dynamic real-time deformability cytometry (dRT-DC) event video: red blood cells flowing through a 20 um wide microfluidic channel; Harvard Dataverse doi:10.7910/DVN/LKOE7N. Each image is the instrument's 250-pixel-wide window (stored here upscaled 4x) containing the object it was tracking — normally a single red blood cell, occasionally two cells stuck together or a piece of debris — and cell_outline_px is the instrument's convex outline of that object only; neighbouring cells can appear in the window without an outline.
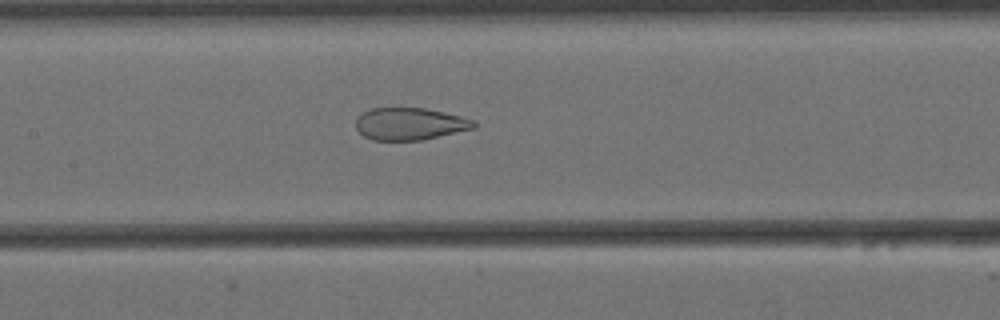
{"species": "Egyptian fruit bat (a non-hibernating species)", "species_latin": "Rousettus aegyptiacus", "temperature_condition": "cold", "stored_images_in_passage": 46, "camera_frame_rate_fps": 3000, "um_per_image_px": 0.085, "animal": {"sex": "female"}, "frame": {"image": 1, "passage_image": 15, "time_ms": 4.667, "image_size_px": [1000, 320], "cell_outline_px": [[476, 128], [420, 140], [372, 140], [364, 136], [356, 128], [356, 116], [372, 108], [424, 108], [444, 112], [476, 120]], "centroid_in_image_um": [34.84, 10.52], "position_along_channel_um": 172.6, "area_um2": 22.14}}
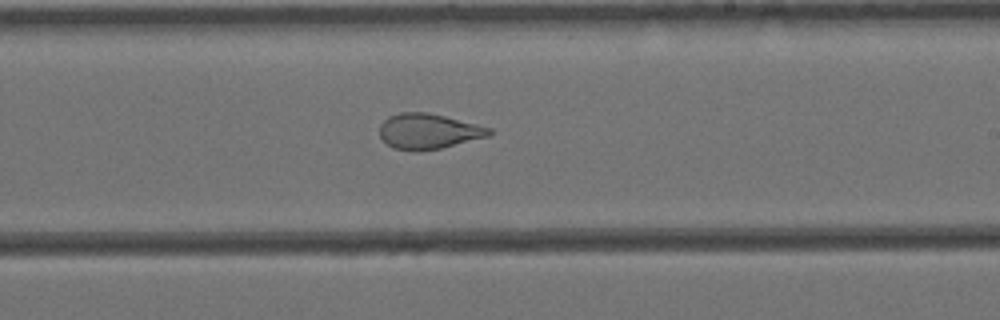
{"frame": {"image": 2, "passage_image": 22, "time_ms": 7.0, "image_size_px": [1000, 320], "cell_outline_px": [[492, 132], [488, 136], [440, 148], [420, 152], [416, 152], [392, 148], [380, 136], [380, 124], [388, 116], [400, 112], [428, 112], [492, 128]], "centroid_in_image_um": [36.38, 11.16], "position_along_channel_um": 252.6, "area_um2": 22.54}}
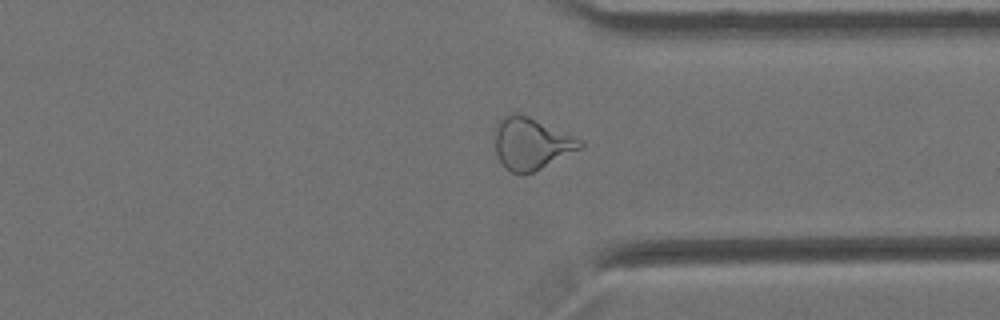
{"frame": {"image": 3, "passage_image": 32, "time_ms": 10.333, "image_size_px": [1000, 320], "cell_outline_px": [[584, 148], [532, 172], [512, 172], [500, 160], [496, 152], [496, 124], [504, 116], [512, 112], [516, 112], [528, 116], [584, 140]], "centroid_in_image_um": [45.21, 12.17], "position_along_channel_um": 366.2, "area_um2": 25.43}, "authors_computed_cell_mechanics": {"area_um2": 25.7499, "velocity_mm_per_s": 3.4507, "shape_relaxation_time_tau1_ms": null, "shape_relaxation_time_tau2_ms": 1.4167, "deformation_change_tau1": null, "deformation_change_tau2": 0.0844}}